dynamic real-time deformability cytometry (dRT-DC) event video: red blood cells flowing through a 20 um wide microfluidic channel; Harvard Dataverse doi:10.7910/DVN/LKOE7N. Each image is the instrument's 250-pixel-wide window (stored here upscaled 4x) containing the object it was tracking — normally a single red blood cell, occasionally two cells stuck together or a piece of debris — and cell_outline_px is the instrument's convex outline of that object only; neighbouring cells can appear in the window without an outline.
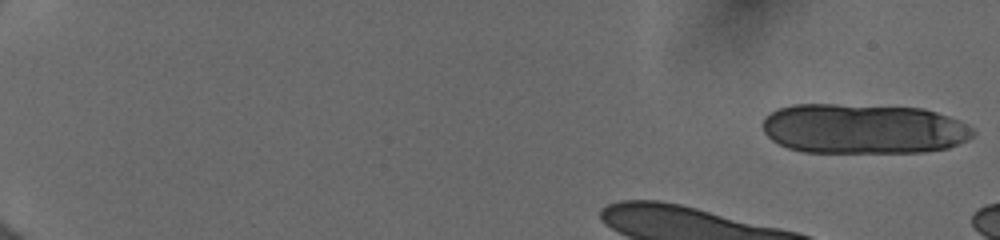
{"species": "human", "species_latin": "Homo sapiens", "temperature_condition": "cold", "stored_images_in_passage": 10, "camera_frame_rate_fps": 3000, "um_per_image_px": 0.085, "donor": {"sex": "female"}, "frame": {"image": 1, "passage_image": 1, "time_ms": 0.0, "image_size_px": [1000, 240], "cell_outline_px": [[976, 132], [968, 140], [948, 148], [924, 152], [804, 152], [788, 148], [772, 140], [764, 132], [764, 116], [776, 108], [792, 104], [836, 104], [924, 108], [960, 120], [972, 128]], "centroid_in_image_um": [73.39, 10.94], "position_along_channel_um": 11.6, "area_um2": 61.73}}